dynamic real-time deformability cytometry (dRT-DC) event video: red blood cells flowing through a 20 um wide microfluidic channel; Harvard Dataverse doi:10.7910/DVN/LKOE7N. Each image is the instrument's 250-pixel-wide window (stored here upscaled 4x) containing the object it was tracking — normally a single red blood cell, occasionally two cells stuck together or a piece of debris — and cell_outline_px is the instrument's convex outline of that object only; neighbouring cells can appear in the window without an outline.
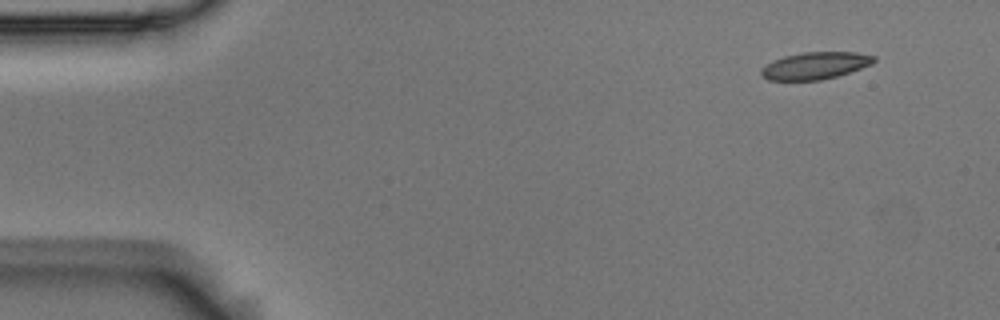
{"species": "Egyptian fruit bat (a non-hibernating species)", "species_latin": "Rousettus aegyptiacus", "temperature_condition": "room temperature", "stored_images_in_passage": 4, "camera_frame_rate_fps": 3000, "um_per_image_px": 0.085, "animal": {"sex": "male"}, "frame": {"image": 1, "passage_image": 1, "time_ms": 0.0, "image_size_px": [1000, 320], "cell_outline_px": [[876, 60], [872, 64], [836, 76], [820, 80], [768, 80], [760, 76], [760, 68], [772, 60], [784, 56], [804, 52], [856, 52], [876, 56]], "centroid_in_image_um": [69.25, 5.57], "position_along_channel_um": 15.8, "area_um2": 17.86}}
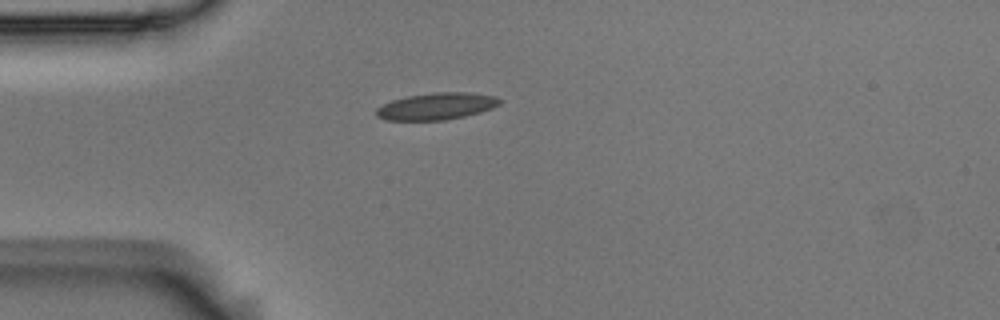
{"frame": {"image": 2, "passage_image": 4, "time_ms": 1.0, "image_size_px": [1000, 320], "cell_outline_px": [[500, 104], [492, 108], [480, 112], [464, 116], [444, 120], [384, 120], [376, 116], [376, 108], [392, 100], [408, 96], [436, 92], [464, 92], [496, 96], [500, 100]], "centroid_in_image_um": [37.08, 9.03], "position_along_channel_um": 47.9, "area_um2": 19.19}}